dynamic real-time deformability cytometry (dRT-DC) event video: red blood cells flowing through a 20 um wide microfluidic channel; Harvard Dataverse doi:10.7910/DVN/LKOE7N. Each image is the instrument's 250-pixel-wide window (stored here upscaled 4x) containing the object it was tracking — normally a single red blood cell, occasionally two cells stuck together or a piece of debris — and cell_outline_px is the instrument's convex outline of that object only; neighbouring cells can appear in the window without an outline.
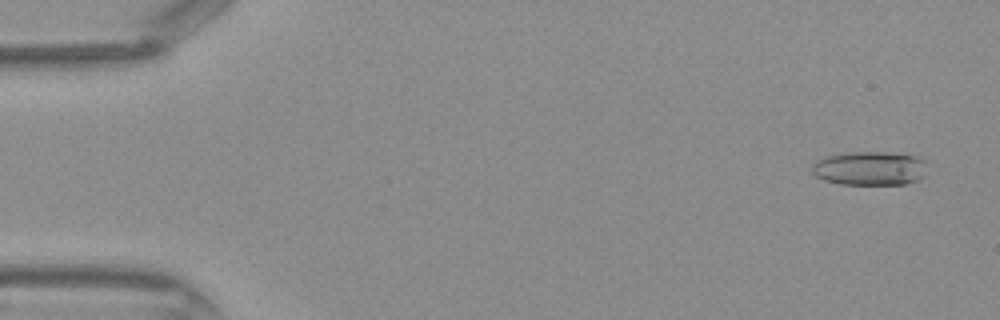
{"species": "Egyptian fruit bat (a non-hibernating species)", "species_latin": "Rousettus aegyptiacus", "temperature_condition": "warm", "stored_images_in_passage": 42, "camera_frame_rate_fps": 3000, "um_per_image_px": 0.085, "frame": {"image": 1, "passage_image": 1, "time_ms": 0.0, "image_size_px": [1000, 320], "cell_outline_px": [[924, 176], [920, 180], [904, 184], [840, 184], [824, 180], [816, 176], [812, 172], [812, 164], [828, 156], [852, 152], [884, 152], [916, 156], [924, 160]], "centroid_in_image_um": [73.94, 14.32], "position_along_channel_um": 11.1, "area_um2": 22.54}}
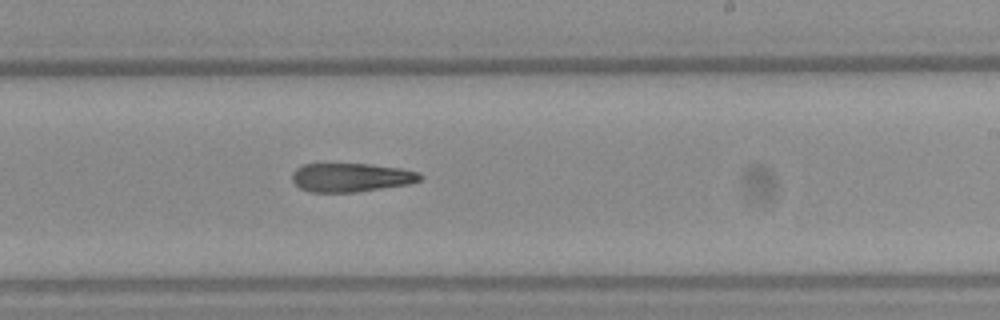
{"frame": {"image": 2, "passage_image": 25, "time_ms": 8.0, "image_size_px": [1000, 320], "cell_outline_px": [[424, 176], [420, 180], [408, 184], [356, 192], [312, 192], [300, 188], [292, 180], [292, 172], [296, 168], [304, 164], [368, 164], [400, 168], [420, 172]], "centroid_in_image_um": [29.85, 15.08], "position_along_channel_um": 259.2, "area_um2": 21.39}}
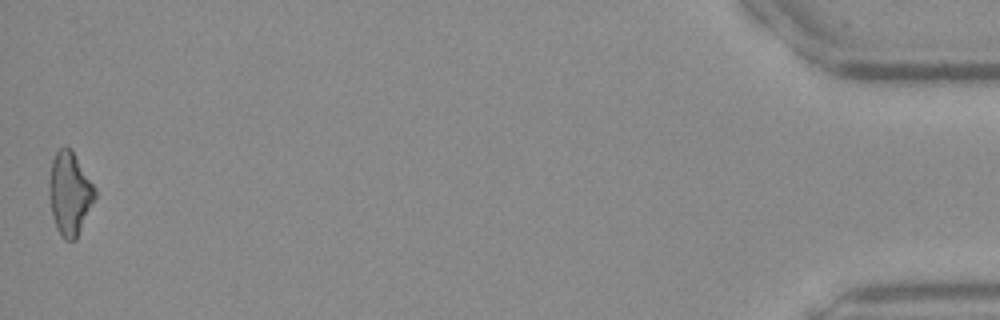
{"frame": {"image": 3, "passage_image": 42, "time_ms": 13.667, "image_size_px": [1000, 320], "cell_outline_px": [[96, 196], [76, 240], [64, 240], [60, 236], [56, 228], [52, 216], [48, 192], [48, 180], [52, 160], [56, 152], [64, 144], [72, 148], [96, 188]], "centroid_in_image_um": [5.91, 16.41], "position_along_channel_um": 429.3, "area_um2": 22.66}}